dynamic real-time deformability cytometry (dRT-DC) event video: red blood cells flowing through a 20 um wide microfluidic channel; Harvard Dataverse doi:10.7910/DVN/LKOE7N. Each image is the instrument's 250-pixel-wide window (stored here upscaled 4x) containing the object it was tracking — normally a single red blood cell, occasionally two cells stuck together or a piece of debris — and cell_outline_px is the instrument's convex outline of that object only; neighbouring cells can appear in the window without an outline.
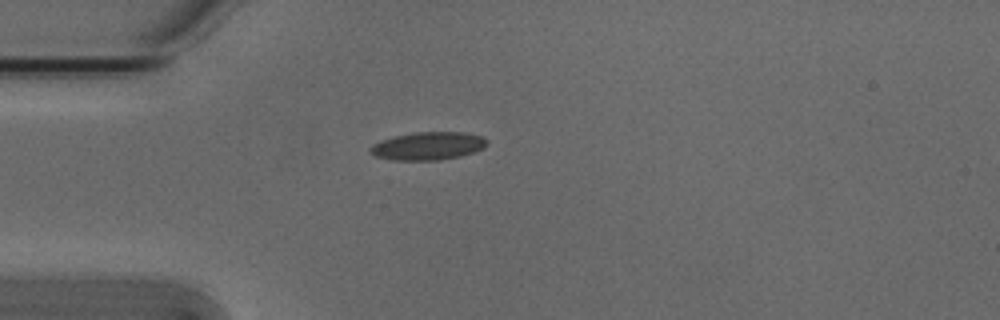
{"species": "Egyptian fruit bat (a non-hibernating species)", "species_latin": "Rousettus aegyptiacus", "temperature_condition": "cold", "stored_images_in_passage": 1, "camera_frame_rate_fps": 3000, "um_per_image_px": 0.085, "animal": {"sex": "male"}, "frame": {"image": 1, "passage_image": 1, "time_ms": 0.0, "image_size_px": [1000, 320], "cell_outline_px": [[488, 144], [484, 148], [476, 152], [460, 156], [440, 160], [392, 160], [376, 156], [368, 152], [368, 148], [372, 144], [380, 140], [412, 132], [464, 132], [484, 136], [488, 140]], "centroid_in_image_um": [36.4, 12.4], "position_along_channel_um": 48.6, "area_um2": 19.36}}